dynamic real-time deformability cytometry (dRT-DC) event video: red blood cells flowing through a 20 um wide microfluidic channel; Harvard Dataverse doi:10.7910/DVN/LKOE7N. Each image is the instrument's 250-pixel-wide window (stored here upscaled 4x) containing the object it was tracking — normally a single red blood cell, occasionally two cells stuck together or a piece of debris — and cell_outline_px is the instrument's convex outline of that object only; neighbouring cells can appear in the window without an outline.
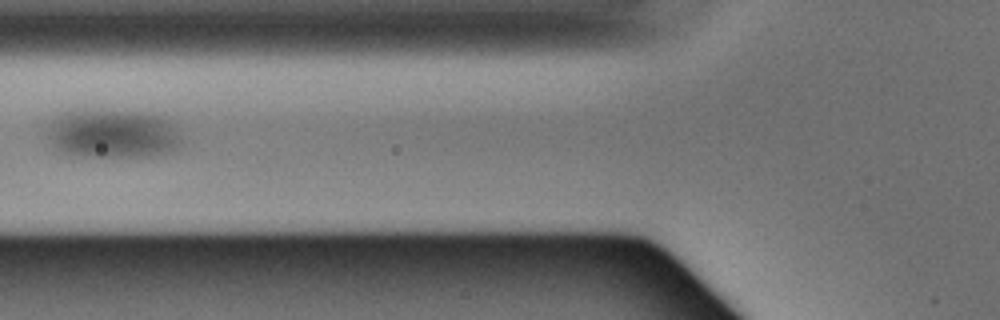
{"species": "Egyptian fruit bat (a non-hibernating species)", "species_latin": "Rousettus aegyptiacus", "temperature_condition": "warm", "stored_images_in_passage": 6, "camera_frame_rate_fps": 3000, "um_per_image_px": 0.085, "animal": {"sex": "male"}, "frame": {"image": 1, "passage_image": 6, "time_ms": 1.667, "image_size_px": [1000, 320], "cell_outline_px": [[184, 140], [180, 148], [156, 156], [72, 156], [60, 152], [44, 144], [48, 124], [56, 116], [64, 112], [84, 108], [136, 112], [164, 116], [176, 124]], "centroid_in_image_um": [9.54, 11.36], "position_along_channel_um": 116.3, "area_um2": 39.94}}